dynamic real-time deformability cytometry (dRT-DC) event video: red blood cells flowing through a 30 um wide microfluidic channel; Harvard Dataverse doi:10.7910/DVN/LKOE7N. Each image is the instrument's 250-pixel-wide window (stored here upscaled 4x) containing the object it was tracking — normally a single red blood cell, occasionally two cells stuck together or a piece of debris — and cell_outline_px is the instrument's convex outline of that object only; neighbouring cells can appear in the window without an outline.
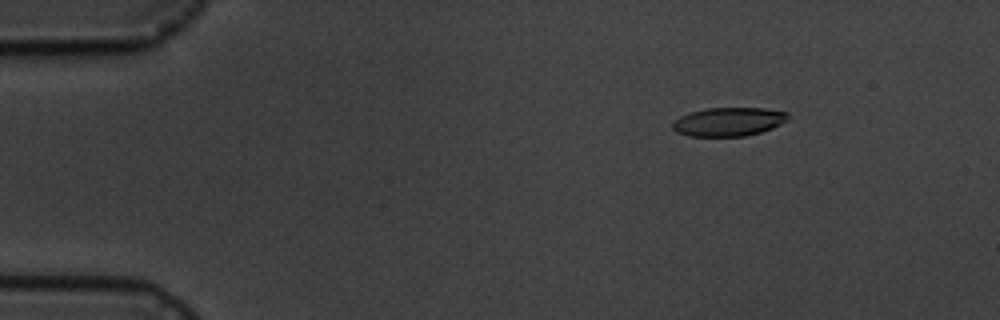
{"species": "common noctule bat (a hibernating species)", "species_latin": "Nyctalus noctula", "temperature_condition": "cold", "stored_images_in_passage": 10, "camera_frame_rate_fps": 3000, "um_per_image_px": 0.085, "animal": {"sex": "male", "body_mass_g": 19.5, "forearm_length_mm": 54.6}, "frame": {"image": 1, "passage_image": 2, "time_ms": 2.0, "image_size_px": [1000, 320], "cell_outline_px": [[788, 120], [772, 128], [760, 132], [744, 136], [688, 136], [676, 132], [672, 128], [672, 120], [680, 116], [692, 112], [708, 108], [764, 108], [788, 112]], "centroid_in_image_um": [61.91, 10.35], "position_along_channel_um": 23.1, "area_um2": 19.31}}
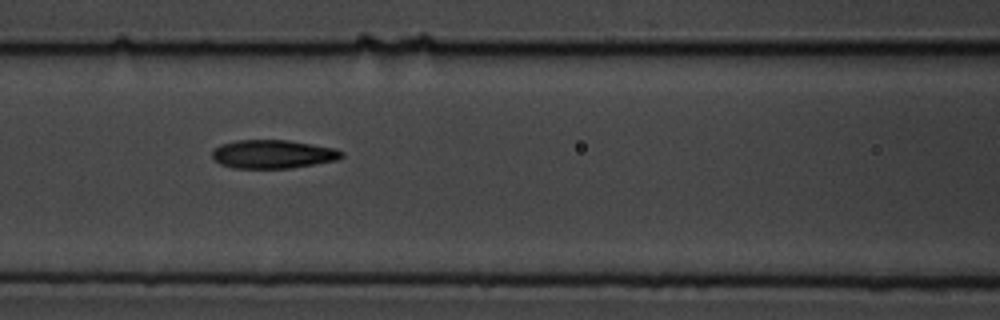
{"frame": {"image": 2, "passage_image": 7, "time_ms": 7.667, "image_size_px": [1000, 320], "cell_outline_px": [[344, 156], [336, 160], [292, 168], [232, 168], [220, 164], [212, 156], [212, 152], [220, 144], [236, 140], [288, 140], [336, 148], [344, 152]], "centroid_in_image_um": [23.21, 13.1], "position_along_channel_um": 143.4, "area_um2": 21.56}}
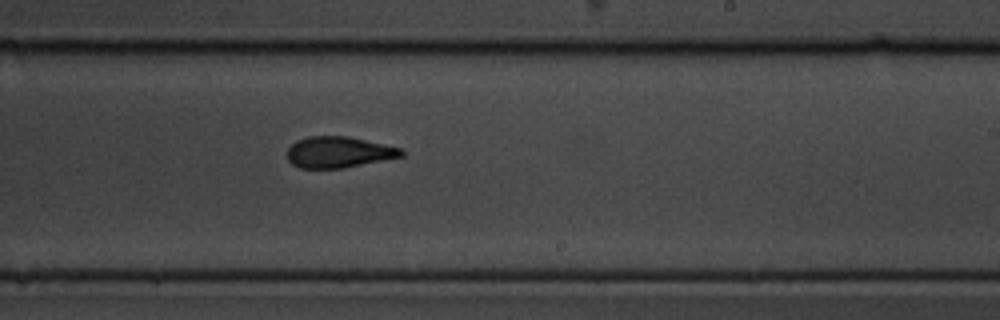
{"frame": {"image": 3, "passage_image": 10, "time_ms": 11.0, "image_size_px": [1000, 320], "cell_outline_px": [[404, 156], [344, 168], [300, 168], [292, 164], [288, 160], [288, 148], [296, 140], [308, 136], [348, 136], [400, 148], [404, 152]], "centroid_in_image_um": [28.77, 12.93], "position_along_channel_um": 260.2, "area_um2": 20.63}}